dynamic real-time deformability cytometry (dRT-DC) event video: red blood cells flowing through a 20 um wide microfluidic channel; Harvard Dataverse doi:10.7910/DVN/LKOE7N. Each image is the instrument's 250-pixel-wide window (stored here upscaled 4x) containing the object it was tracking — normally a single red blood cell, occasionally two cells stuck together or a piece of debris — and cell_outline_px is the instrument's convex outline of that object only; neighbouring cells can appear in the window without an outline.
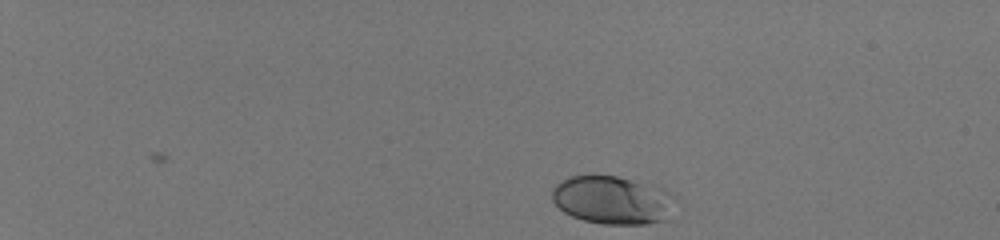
{"species": "human", "species_latin": "Homo sapiens", "temperature_condition": "room temperature", "stored_images_in_passage": 43, "camera_frame_rate_fps": 3000, "um_per_image_px": 0.085, "donor": {"sex": "male"}, "frame": {"image": 1, "passage_image": 1, "time_ms": 0.0, "image_size_px": [1000, 240], "cell_outline_px": [[668, 196], [660, 220], [644, 224], [604, 224], [584, 220], [572, 216], [564, 212], [552, 200], [552, 188], [556, 184], [568, 176], [616, 176], [660, 188], [668, 192]], "centroid_in_image_um": [51.82, 16.99], "position_along_channel_um": 33.2, "area_um2": 32.77}}
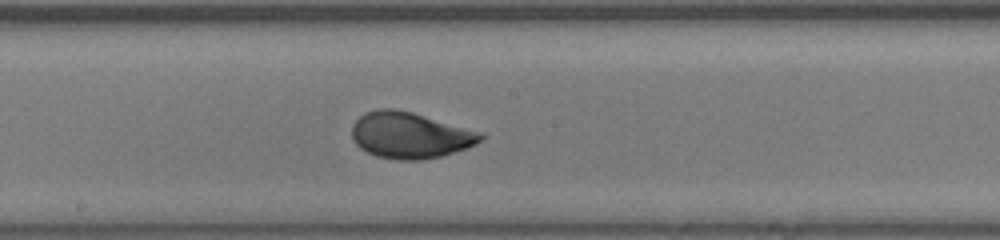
{"frame": {"image": 2, "passage_image": 24, "time_ms": 7.667, "image_size_px": [1000, 240], "cell_outline_px": [[484, 136], [476, 144], [468, 148], [440, 156], [420, 160], [396, 160], [376, 156], [360, 148], [352, 140], [352, 124], [364, 112], [376, 108], [392, 108], [412, 112], [484, 132]], "centroid_in_image_um": [34.84, 11.49], "position_along_channel_um": 213.4, "area_um2": 34.97}}
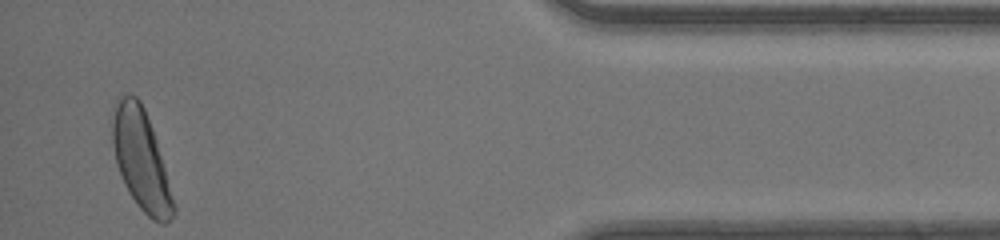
{"frame": {"image": 3, "passage_image": 42, "time_ms": 13.667, "image_size_px": [1000, 240], "cell_outline_px": [[176, 212], [164, 224], [160, 224], [152, 220], [136, 204], [124, 184], [116, 164], [112, 144], [112, 124], [116, 100], [120, 96], [136, 96], [140, 100], [144, 108], [156, 140], [176, 208]], "centroid_in_image_um": [11.98, 13.61], "position_along_channel_um": 423.2, "area_um2": 35.14}, "authors_computed_cell_mechanics": {"area_um2": 33.4662, "velocity_mm_per_s": 4.1778, "shape_relaxation_time_tau1_ms": 2.9243, "shape_relaxation_time_tau2_ms": null, "deformation_change_tau1": 0.1327, "deformation_change_tau2": null}}